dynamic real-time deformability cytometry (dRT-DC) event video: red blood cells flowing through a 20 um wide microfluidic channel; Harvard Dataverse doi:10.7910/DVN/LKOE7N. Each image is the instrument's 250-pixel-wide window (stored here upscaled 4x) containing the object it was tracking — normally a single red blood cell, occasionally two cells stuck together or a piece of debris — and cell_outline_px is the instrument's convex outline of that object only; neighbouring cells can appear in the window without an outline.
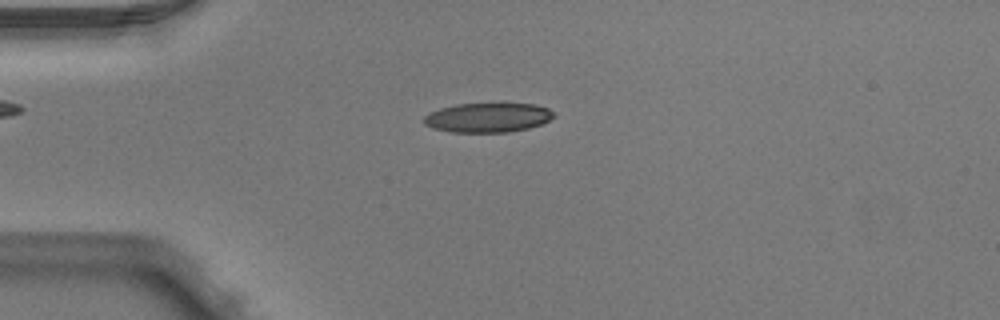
{"species": "Egyptian fruit bat (a non-hibernating species)", "species_latin": "Rousettus aegyptiacus", "temperature_condition": "warm", "stored_images_in_passage": 5, "camera_frame_rate_fps": 3000, "um_per_image_px": 0.085, "animal": {"sex": "male"}, "frame": {"image": 1, "passage_image": 3, "time_ms": 0.667, "image_size_px": [1000, 320], "cell_outline_px": [[556, 116], [540, 124], [528, 128], [508, 132], [452, 132], [432, 128], [424, 124], [424, 116], [440, 108], [456, 104], [500, 100], [536, 104], [548, 108]], "centroid_in_image_um": [41.5, 9.93], "position_along_channel_um": 43.5, "area_um2": 23.24}}
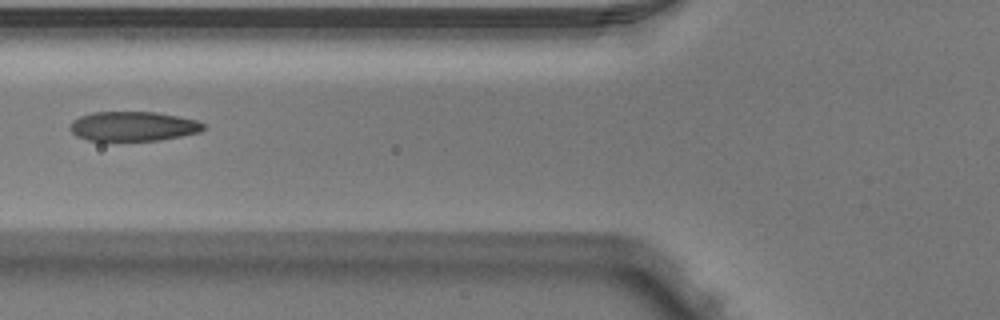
{"frame": {"image": 2, "passage_image": 5, "time_ms": 1.333, "image_size_px": [1000, 320], "cell_outline_px": [[204, 128], [200, 132], [160, 140], [88, 140], [76, 136], [68, 128], [72, 120], [80, 116], [92, 112], [156, 112], [196, 120], [204, 124]], "centroid_in_image_um": [11.28, 10.73], "position_along_channel_um": 114.5, "area_um2": 22.83}}